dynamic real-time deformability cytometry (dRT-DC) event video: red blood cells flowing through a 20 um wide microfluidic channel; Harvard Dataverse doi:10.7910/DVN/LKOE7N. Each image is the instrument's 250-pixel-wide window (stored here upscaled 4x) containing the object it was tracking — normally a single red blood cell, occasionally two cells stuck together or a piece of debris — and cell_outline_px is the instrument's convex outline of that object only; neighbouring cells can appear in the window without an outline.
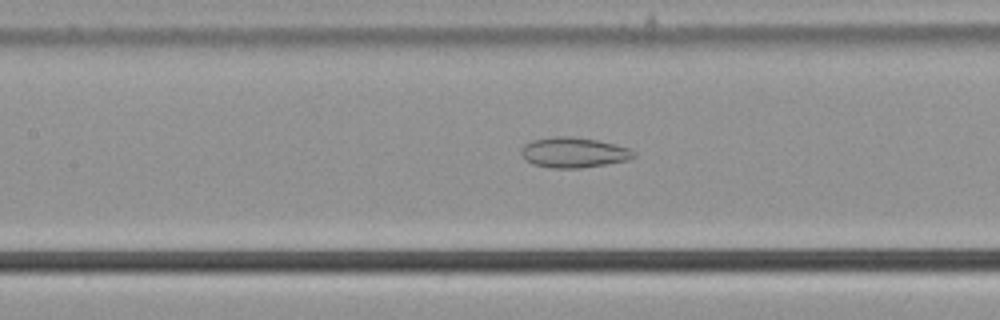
{"species": "common noctule bat (a hibernating species)", "species_latin": "Nyctalus noctula", "temperature_condition": "cold", "stored_images_in_passage": 54, "camera_frame_rate_fps": 3000, "um_per_image_px": 0.085, "animal": {"sex": "male", "body_mass_g": 21.5, "forearm_length_mm": 52.0}, "frame": {"image": 1, "passage_image": 25, "time_ms": 8.0, "image_size_px": [1000, 320], "cell_outline_px": [[636, 156], [628, 160], [580, 168], [552, 168], [532, 164], [524, 160], [520, 152], [520, 148], [524, 144], [532, 140], [556, 136], [572, 136], [596, 140], [616, 144], [628, 148], [636, 152]], "centroid_in_image_um": [48.73, 12.96], "position_along_channel_um": 158.7, "area_um2": 20.0}}
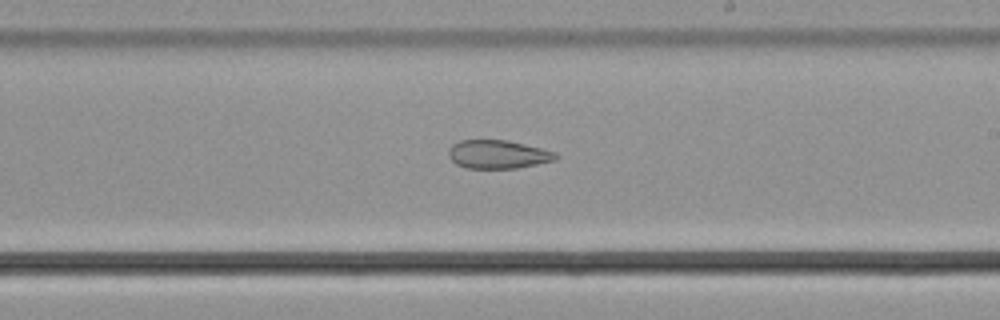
{"frame": {"image": 2, "passage_image": 32, "time_ms": 10.333, "image_size_px": [1000, 320], "cell_outline_px": [[560, 156], [556, 160], [516, 168], [468, 168], [456, 164], [448, 156], [448, 152], [452, 144], [460, 140], [508, 140], [556, 152]], "centroid_in_image_um": [42.33, 13.11], "position_along_channel_um": 246.7, "area_um2": 17.74}}
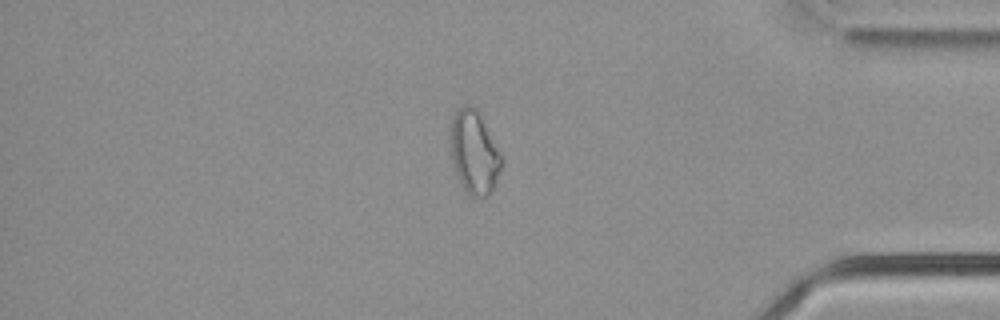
{"frame": {"image": 3, "passage_image": 46, "time_ms": 15.0, "image_size_px": [1000, 320], "cell_outline_px": [[504, 160], [492, 192], [488, 196], [472, 196], [460, 184], [452, 160], [448, 132], [452, 116], [464, 104], [472, 104], [480, 112], [504, 156]], "centroid_in_image_um": [40.32, 12.89], "position_along_channel_um": 394.9, "area_um2": 25.55}, "authors_computed_cell_mechanics": {"area_um2": 25.0563, "velocity_mm_per_s": 3.7926, "shape_relaxation_time_tau1_ms": null, "shape_relaxation_time_tau2_ms": 5.586, "deformation_change_tau1": null, "deformation_change_tau2": 0.1287}}